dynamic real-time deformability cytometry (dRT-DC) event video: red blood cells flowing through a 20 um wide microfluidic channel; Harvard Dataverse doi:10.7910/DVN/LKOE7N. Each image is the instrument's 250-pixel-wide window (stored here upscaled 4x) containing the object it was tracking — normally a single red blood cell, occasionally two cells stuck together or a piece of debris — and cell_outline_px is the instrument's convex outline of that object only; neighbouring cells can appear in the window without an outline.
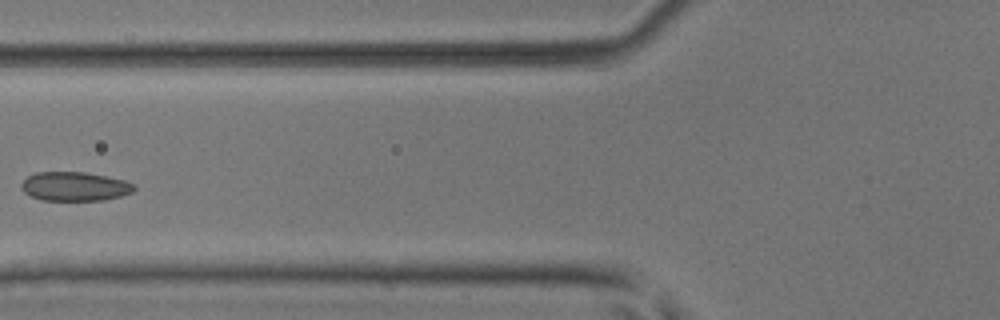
{"species": "common noctule bat (a hibernating species)", "species_latin": "Nyctalus noctula", "temperature_condition": "room temperature", "stored_images_in_passage": 5, "camera_frame_rate_fps": 3000, "um_per_image_px": 0.085, "animal": {"sex": "male", "body_mass_g": 17.9, "forearm_length_mm": 54.2}, "frame": {"image": 1, "passage_image": 4, "time_ms": 1.0, "image_size_px": [1000, 320], "cell_outline_px": [[136, 188], [132, 192], [120, 196], [104, 200], [40, 200], [24, 192], [20, 188], [20, 184], [28, 176], [36, 172], [84, 172], [124, 180], [136, 184]], "centroid_in_image_um": [6.35, 15.84], "position_along_channel_um": 119.5, "area_um2": 19.07}}
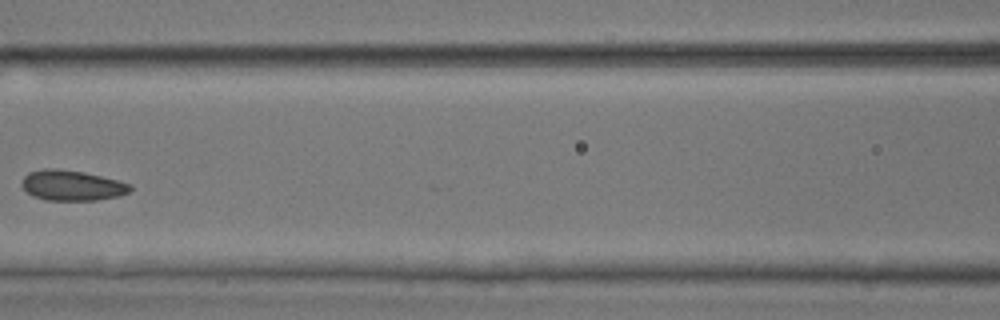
{"frame": {"image": 2, "passage_image": 5, "time_ms": 1.333, "image_size_px": [1000, 320], "cell_outline_px": [[132, 188], [128, 192], [120, 196], [96, 200], [44, 200], [32, 196], [20, 184], [24, 176], [28, 172], [44, 168], [56, 168], [84, 172], [120, 180], [132, 184]], "centroid_in_image_um": [6.12, 15.75], "position_along_channel_um": 160.5, "area_um2": 19.42}}